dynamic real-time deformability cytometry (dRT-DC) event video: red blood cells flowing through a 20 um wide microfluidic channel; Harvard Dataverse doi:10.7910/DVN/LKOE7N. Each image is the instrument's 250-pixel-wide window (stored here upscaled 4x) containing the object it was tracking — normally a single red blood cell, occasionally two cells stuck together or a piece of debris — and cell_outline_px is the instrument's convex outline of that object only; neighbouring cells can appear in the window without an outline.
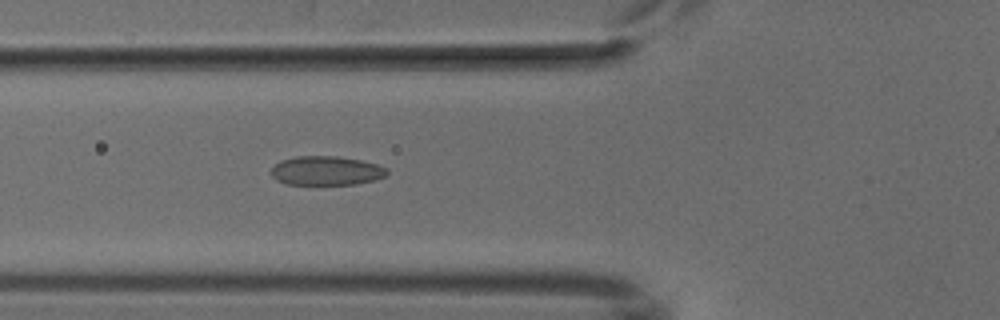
{"species": "common noctule bat (a hibernating species)", "species_latin": "Nyctalus noctula", "temperature_condition": "cold", "stored_images_in_passage": 6, "camera_frame_rate_fps": 3000, "um_per_image_px": 0.085, "animal": {"sex": "male", "body_mass_g": 18.8}, "frame": {"image": 1, "passage_image": 5, "time_ms": 5.333, "image_size_px": [1000, 320], "cell_outline_px": [[388, 172], [384, 176], [376, 180], [356, 184], [284, 184], [276, 180], [272, 176], [272, 168], [280, 160], [296, 156], [336, 156], [360, 160], [376, 164], [388, 168]], "centroid_in_image_um": [27.73, 14.51], "position_along_channel_um": 98.1, "area_um2": 19.65}}